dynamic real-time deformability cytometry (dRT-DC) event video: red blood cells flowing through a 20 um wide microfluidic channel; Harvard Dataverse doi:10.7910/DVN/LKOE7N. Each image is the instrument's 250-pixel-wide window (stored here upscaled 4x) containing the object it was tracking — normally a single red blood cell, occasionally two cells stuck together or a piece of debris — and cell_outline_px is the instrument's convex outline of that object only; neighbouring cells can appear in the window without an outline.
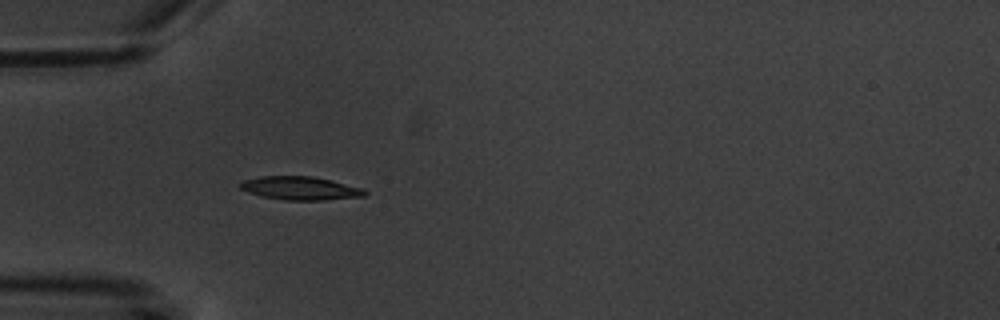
{"species": "common noctule bat (a hibernating species)", "species_latin": "Nyctalus noctula", "temperature_condition": "warm", "stored_images_in_passage": 2, "camera_frame_rate_fps": 3000, "um_per_image_px": 0.085, "animal": {"sex": "male", "body_mass_g": 20.1, "forearm_length_mm": 53.5}, "frame": {"image": 1, "passage_image": 2, "time_ms": 1.333, "image_size_px": [1000, 320], "cell_outline_px": [[368, 192], [364, 196], [324, 200], [284, 200], [260, 196], [248, 192], [240, 188], [240, 180], [260, 176], [312, 176], [332, 180], [364, 188]], "centroid_in_image_um": [25.52, 15.99], "position_along_channel_um": 59.5, "area_um2": 17.17}}